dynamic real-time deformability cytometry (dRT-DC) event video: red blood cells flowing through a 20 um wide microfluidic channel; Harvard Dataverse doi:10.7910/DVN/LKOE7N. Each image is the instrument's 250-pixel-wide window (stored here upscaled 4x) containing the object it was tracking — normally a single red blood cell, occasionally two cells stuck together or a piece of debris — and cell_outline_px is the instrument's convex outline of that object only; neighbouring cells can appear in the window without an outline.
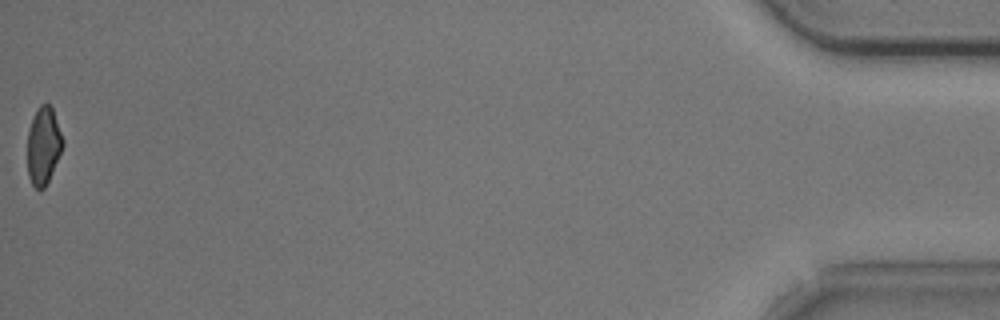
{"species": "common noctule bat (a hibernating species)", "species_latin": "Nyctalus noctula", "temperature_condition": "cold", "stored_images_in_passage": 39, "camera_frame_rate_fps": 3000, "um_per_image_px": 0.085, "animal": {"sex": "male", "body_mass_g": 20.5, "forearm_length_mm": 52.5}, "frame": {"image": 1, "passage_image": 39, "time_ms": 12.667, "image_size_px": [1000, 320], "cell_outline_px": [[64, 144], [48, 180], [44, 188], [36, 188], [32, 184], [28, 176], [28, 132], [32, 120], [40, 104], [48, 104], [52, 108], [64, 140]], "centroid_in_image_um": [3.69, 12.38], "position_along_channel_um": 431.5, "area_um2": 15.55}}